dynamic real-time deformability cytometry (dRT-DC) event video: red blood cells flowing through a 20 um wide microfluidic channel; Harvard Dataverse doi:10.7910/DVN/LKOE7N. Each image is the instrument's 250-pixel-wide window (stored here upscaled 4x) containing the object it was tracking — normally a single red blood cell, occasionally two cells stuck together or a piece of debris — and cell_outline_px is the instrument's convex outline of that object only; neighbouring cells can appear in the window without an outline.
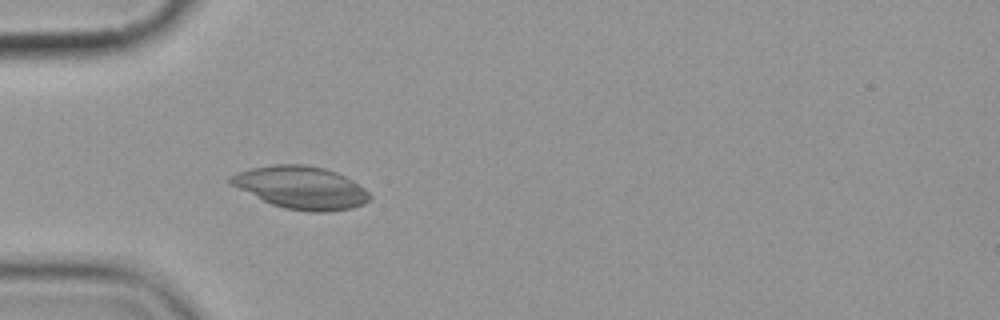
{"species": "common noctule bat (a hibernating species)", "species_latin": "Nyctalus noctula", "temperature_condition": "cold", "stored_images_in_passage": 5, "camera_frame_rate_fps": 3000, "um_per_image_px": 0.085, "animal": {"sex": "female", "body_mass_g": 19.9}, "frame": {"image": 1, "passage_image": 5, "time_ms": 5.333, "image_size_px": [1000, 320], "cell_outline_px": [[372, 196], [364, 204], [352, 208], [328, 212], [312, 212], [284, 208], [272, 204], [232, 184], [228, 180], [228, 176], [236, 172], [248, 168], [272, 164], [304, 164], [324, 168], [336, 172], [352, 180], [364, 188]], "centroid_in_image_um": [25.6, 15.93], "position_along_channel_um": 59.4, "area_um2": 34.39}}